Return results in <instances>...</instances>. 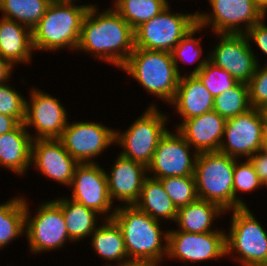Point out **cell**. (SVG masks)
Segmentation results:
<instances>
[{
	"label": "cell",
	"mask_w": 267,
	"mask_h": 266,
	"mask_svg": "<svg viewBox=\"0 0 267 266\" xmlns=\"http://www.w3.org/2000/svg\"><path fill=\"white\" fill-rule=\"evenodd\" d=\"M216 35V36H215ZM209 61L229 72L238 82L248 83L260 64L245 34L218 33ZM259 59V60H258Z\"/></svg>",
	"instance_id": "cell-15"
},
{
	"label": "cell",
	"mask_w": 267,
	"mask_h": 266,
	"mask_svg": "<svg viewBox=\"0 0 267 266\" xmlns=\"http://www.w3.org/2000/svg\"><path fill=\"white\" fill-rule=\"evenodd\" d=\"M59 140L78 163H98L97 156L115 144V128L95 121H68Z\"/></svg>",
	"instance_id": "cell-12"
},
{
	"label": "cell",
	"mask_w": 267,
	"mask_h": 266,
	"mask_svg": "<svg viewBox=\"0 0 267 266\" xmlns=\"http://www.w3.org/2000/svg\"><path fill=\"white\" fill-rule=\"evenodd\" d=\"M254 167L259 178L263 181L267 177V154L261 150L248 159Z\"/></svg>",
	"instance_id": "cell-39"
},
{
	"label": "cell",
	"mask_w": 267,
	"mask_h": 266,
	"mask_svg": "<svg viewBox=\"0 0 267 266\" xmlns=\"http://www.w3.org/2000/svg\"><path fill=\"white\" fill-rule=\"evenodd\" d=\"M121 70L168 106L174 99L180 76L170 52L134 48Z\"/></svg>",
	"instance_id": "cell-4"
},
{
	"label": "cell",
	"mask_w": 267,
	"mask_h": 266,
	"mask_svg": "<svg viewBox=\"0 0 267 266\" xmlns=\"http://www.w3.org/2000/svg\"><path fill=\"white\" fill-rule=\"evenodd\" d=\"M250 210L240 207L228 211L232 215L225 233L226 257L231 256L241 266H267V231Z\"/></svg>",
	"instance_id": "cell-5"
},
{
	"label": "cell",
	"mask_w": 267,
	"mask_h": 266,
	"mask_svg": "<svg viewBox=\"0 0 267 266\" xmlns=\"http://www.w3.org/2000/svg\"><path fill=\"white\" fill-rule=\"evenodd\" d=\"M264 129L260 110L253 107L226 119L219 152L238 160L249 159L262 149Z\"/></svg>",
	"instance_id": "cell-14"
},
{
	"label": "cell",
	"mask_w": 267,
	"mask_h": 266,
	"mask_svg": "<svg viewBox=\"0 0 267 266\" xmlns=\"http://www.w3.org/2000/svg\"><path fill=\"white\" fill-rule=\"evenodd\" d=\"M10 85L9 81L0 84V114L12 116L24 123L26 97Z\"/></svg>",
	"instance_id": "cell-36"
},
{
	"label": "cell",
	"mask_w": 267,
	"mask_h": 266,
	"mask_svg": "<svg viewBox=\"0 0 267 266\" xmlns=\"http://www.w3.org/2000/svg\"><path fill=\"white\" fill-rule=\"evenodd\" d=\"M116 266H161V264L149 260H128Z\"/></svg>",
	"instance_id": "cell-42"
},
{
	"label": "cell",
	"mask_w": 267,
	"mask_h": 266,
	"mask_svg": "<svg viewBox=\"0 0 267 266\" xmlns=\"http://www.w3.org/2000/svg\"><path fill=\"white\" fill-rule=\"evenodd\" d=\"M78 164L59 139L32 141L31 166L45 178L69 188Z\"/></svg>",
	"instance_id": "cell-18"
},
{
	"label": "cell",
	"mask_w": 267,
	"mask_h": 266,
	"mask_svg": "<svg viewBox=\"0 0 267 266\" xmlns=\"http://www.w3.org/2000/svg\"><path fill=\"white\" fill-rule=\"evenodd\" d=\"M163 2H164L167 6H170V5H171V3H169L168 0H163Z\"/></svg>",
	"instance_id": "cell-49"
},
{
	"label": "cell",
	"mask_w": 267,
	"mask_h": 266,
	"mask_svg": "<svg viewBox=\"0 0 267 266\" xmlns=\"http://www.w3.org/2000/svg\"><path fill=\"white\" fill-rule=\"evenodd\" d=\"M259 110L263 118L264 126L267 128V103L260 107Z\"/></svg>",
	"instance_id": "cell-43"
},
{
	"label": "cell",
	"mask_w": 267,
	"mask_h": 266,
	"mask_svg": "<svg viewBox=\"0 0 267 266\" xmlns=\"http://www.w3.org/2000/svg\"><path fill=\"white\" fill-rule=\"evenodd\" d=\"M205 30L199 24H196L189 32L179 41V43L173 48L171 54L175 64L177 73L181 77V72L178 64L179 62L185 63H196L195 68L192 69L189 73L185 71L184 75H196L204 65L209 61V53L204 54L203 46L201 45L203 39L202 37H196L197 33H202ZM200 31V32H199ZM196 37V38H195ZM204 55V57H202ZM207 55V56H205ZM201 58V59H200Z\"/></svg>",
	"instance_id": "cell-29"
},
{
	"label": "cell",
	"mask_w": 267,
	"mask_h": 266,
	"mask_svg": "<svg viewBox=\"0 0 267 266\" xmlns=\"http://www.w3.org/2000/svg\"><path fill=\"white\" fill-rule=\"evenodd\" d=\"M77 1H80V4L82 3L81 0H51V2H56V3H75V4H79V2Z\"/></svg>",
	"instance_id": "cell-45"
},
{
	"label": "cell",
	"mask_w": 267,
	"mask_h": 266,
	"mask_svg": "<svg viewBox=\"0 0 267 266\" xmlns=\"http://www.w3.org/2000/svg\"><path fill=\"white\" fill-rule=\"evenodd\" d=\"M50 3L51 0H0L1 17L32 30L45 15Z\"/></svg>",
	"instance_id": "cell-30"
},
{
	"label": "cell",
	"mask_w": 267,
	"mask_h": 266,
	"mask_svg": "<svg viewBox=\"0 0 267 266\" xmlns=\"http://www.w3.org/2000/svg\"><path fill=\"white\" fill-rule=\"evenodd\" d=\"M29 206L25 198V237L29 244L28 250L32 254L60 250L66 246L67 241L71 242L62 207L55 200L50 199L40 203L35 214L31 212Z\"/></svg>",
	"instance_id": "cell-8"
},
{
	"label": "cell",
	"mask_w": 267,
	"mask_h": 266,
	"mask_svg": "<svg viewBox=\"0 0 267 266\" xmlns=\"http://www.w3.org/2000/svg\"><path fill=\"white\" fill-rule=\"evenodd\" d=\"M134 205L153 219L164 223L175 222L178 212L161 181L149 176L145 179L139 200Z\"/></svg>",
	"instance_id": "cell-27"
},
{
	"label": "cell",
	"mask_w": 267,
	"mask_h": 266,
	"mask_svg": "<svg viewBox=\"0 0 267 266\" xmlns=\"http://www.w3.org/2000/svg\"><path fill=\"white\" fill-rule=\"evenodd\" d=\"M226 231L191 233L168 231L167 259L197 264L226 258ZM178 260V261H177Z\"/></svg>",
	"instance_id": "cell-13"
},
{
	"label": "cell",
	"mask_w": 267,
	"mask_h": 266,
	"mask_svg": "<svg viewBox=\"0 0 267 266\" xmlns=\"http://www.w3.org/2000/svg\"><path fill=\"white\" fill-rule=\"evenodd\" d=\"M9 198L0 204V251L25 235V196Z\"/></svg>",
	"instance_id": "cell-28"
},
{
	"label": "cell",
	"mask_w": 267,
	"mask_h": 266,
	"mask_svg": "<svg viewBox=\"0 0 267 266\" xmlns=\"http://www.w3.org/2000/svg\"><path fill=\"white\" fill-rule=\"evenodd\" d=\"M101 221V224L90 235L91 242L89 241V244L95 255L97 254L101 260L106 261L105 266H116L128 261L123 234L119 226L113 219Z\"/></svg>",
	"instance_id": "cell-25"
},
{
	"label": "cell",
	"mask_w": 267,
	"mask_h": 266,
	"mask_svg": "<svg viewBox=\"0 0 267 266\" xmlns=\"http://www.w3.org/2000/svg\"><path fill=\"white\" fill-rule=\"evenodd\" d=\"M29 89L30 98H26L24 125L32 140L59 139L69 121L67 108L59 98L42 89ZM30 128L35 129L32 131L35 134L30 132Z\"/></svg>",
	"instance_id": "cell-11"
},
{
	"label": "cell",
	"mask_w": 267,
	"mask_h": 266,
	"mask_svg": "<svg viewBox=\"0 0 267 266\" xmlns=\"http://www.w3.org/2000/svg\"><path fill=\"white\" fill-rule=\"evenodd\" d=\"M247 83L239 82L235 87L214 97L213 110L229 119L251 109Z\"/></svg>",
	"instance_id": "cell-32"
},
{
	"label": "cell",
	"mask_w": 267,
	"mask_h": 266,
	"mask_svg": "<svg viewBox=\"0 0 267 266\" xmlns=\"http://www.w3.org/2000/svg\"><path fill=\"white\" fill-rule=\"evenodd\" d=\"M226 119L212 110L184 120L176 130L197 152H218L225 129Z\"/></svg>",
	"instance_id": "cell-20"
},
{
	"label": "cell",
	"mask_w": 267,
	"mask_h": 266,
	"mask_svg": "<svg viewBox=\"0 0 267 266\" xmlns=\"http://www.w3.org/2000/svg\"><path fill=\"white\" fill-rule=\"evenodd\" d=\"M163 11L134 29L135 48L172 52L179 41L197 24L194 13Z\"/></svg>",
	"instance_id": "cell-9"
},
{
	"label": "cell",
	"mask_w": 267,
	"mask_h": 266,
	"mask_svg": "<svg viewBox=\"0 0 267 266\" xmlns=\"http://www.w3.org/2000/svg\"><path fill=\"white\" fill-rule=\"evenodd\" d=\"M226 212L218 204L197 199L184 207L178 209L173 227L168 231H186L191 233H207L214 231H224V229L213 228L214 221L221 218Z\"/></svg>",
	"instance_id": "cell-24"
},
{
	"label": "cell",
	"mask_w": 267,
	"mask_h": 266,
	"mask_svg": "<svg viewBox=\"0 0 267 266\" xmlns=\"http://www.w3.org/2000/svg\"><path fill=\"white\" fill-rule=\"evenodd\" d=\"M238 159L218 152L198 153L194 178L198 199L233 210V175Z\"/></svg>",
	"instance_id": "cell-7"
},
{
	"label": "cell",
	"mask_w": 267,
	"mask_h": 266,
	"mask_svg": "<svg viewBox=\"0 0 267 266\" xmlns=\"http://www.w3.org/2000/svg\"><path fill=\"white\" fill-rule=\"evenodd\" d=\"M111 6L133 29L167 7L163 0H114Z\"/></svg>",
	"instance_id": "cell-31"
},
{
	"label": "cell",
	"mask_w": 267,
	"mask_h": 266,
	"mask_svg": "<svg viewBox=\"0 0 267 266\" xmlns=\"http://www.w3.org/2000/svg\"><path fill=\"white\" fill-rule=\"evenodd\" d=\"M112 219L122 231L129 260L161 264L167 257L168 230L135 205H116ZM164 242V243H163Z\"/></svg>",
	"instance_id": "cell-2"
},
{
	"label": "cell",
	"mask_w": 267,
	"mask_h": 266,
	"mask_svg": "<svg viewBox=\"0 0 267 266\" xmlns=\"http://www.w3.org/2000/svg\"><path fill=\"white\" fill-rule=\"evenodd\" d=\"M266 18L267 17L264 16L259 22L254 24L244 33L249 41L250 47L253 49V46L255 45L261 51L260 53L265 56H267V25L265 23ZM264 64H267V61Z\"/></svg>",
	"instance_id": "cell-38"
},
{
	"label": "cell",
	"mask_w": 267,
	"mask_h": 266,
	"mask_svg": "<svg viewBox=\"0 0 267 266\" xmlns=\"http://www.w3.org/2000/svg\"><path fill=\"white\" fill-rule=\"evenodd\" d=\"M262 187L267 188V177L262 181Z\"/></svg>",
	"instance_id": "cell-48"
},
{
	"label": "cell",
	"mask_w": 267,
	"mask_h": 266,
	"mask_svg": "<svg viewBox=\"0 0 267 266\" xmlns=\"http://www.w3.org/2000/svg\"><path fill=\"white\" fill-rule=\"evenodd\" d=\"M196 76L205 85L213 98L230 90L239 83L229 72L210 61L204 65Z\"/></svg>",
	"instance_id": "cell-35"
},
{
	"label": "cell",
	"mask_w": 267,
	"mask_h": 266,
	"mask_svg": "<svg viewBox=\"0 0 267 266\" xmlns=\"http://www.w3.org/2000/svg\"><path fill=\"white\" fill-rule=\"evenodd\" d=\"M258 3L259 9L263 13V0H255Z\"/></svg>",
	"instance_id": "cell-47"
},
{
	"label": "cell",
	"mask_w": 267,
	"mask_h": 266,
	"mask_svg": "<svg viewBox=\"0 0 267 266\" xmlns=\"http://www.w3.org/2000/svg\"><path fill=\"white\" fill-rule=\"evenodd\" d=\"M262 189V180L254 170L248 159L237 160L233 175V210L240 207H248L245 200L238 193H252Z\"/></svg>",
	"instance_id": "cell-33"
},
{
	"label": "cell",
	"mask_w": 267,
	"mask_h": 266,
	"mask_svg": "<svg viewBox=\"0 0 267 266\" xmlns=\"http://www.w3.org/2000/svg\"><path fill=\"white\" fill-rule=\"evenodd\" d=\"M261 151L264 152L265 154H267V128L264 129L263 145H262Z\"/></svg>",
	"instance_id": "cell-44"
},
{
	"label": "cell",
	"mask_w": 267,
	"mask_h": 266,
	"mask_svg": "<svg viewBox=\"0 0 267 266\" xmlns=\"http://www.w3.org/2000/svg\"><path fill=\"white\" fill-rule=\"evenodd\" d=\"M19 124L20 122L16 118L5 114H0V135L12 131Z\"/></svg>",
	"instance_id": "cell-40"
},
{
	"label": "cell",
	"mask_w": 267,
	"mask_h": 266,
	"mask_svg": "<svg viewBox=\"0 0 267 266\" xmlns=\"http://www.w3.org/2000/svg\"><path fill=\"white\" fill-rule=\"evenodd\" d=\"M32 30L14 20L0 17V56L14 67L29 64L35 52Z\"/></svg>",
	"instance_id": "cell-22"
},
{
	"label": "cell",
	"mask_w": 267,
	"mask_h": 266,
	"mask_svg": "<svg viewBox=\"0 0 267 266\" xmlns=\"http://www.w3.org/2000/svg\"><path fill=\"white\" fill-rule=\"evenodd\" d=\"M32 141L24 123L0 135V166L20 177L24 176L31 169Z\"/></svg>",
	"instance_id": "cell-23"
},
{
	"label": "cell",
	"mask_w": 267,
	"mask_h": 266,
	"mask_svg": "<svg viewBox=\"0 0 267 266\" xmlns=\"http://www.w3.org/2000/svg\"><path fill=\"white\" fill-rule=\"evenodd\" d=\"M115 159L109 172L105 169L110 199L113 204L116 200L120 201L119 205H134L148 177L147 167L119 153Z\"/></svg>",
	"instance_id": "cell-19"
},
{
	"label": "cell",
	"mask_w": 267,
	"mask_h": 266,
	"mask_svg": "<svg viewBox=\"0 0 267 266\" xmlns=\"http://www.w3.org/2000/svg\"><path fill=\"white\" fill-rule=\"evenodd\" d=\"M159 180L177 209L198 199L194 176H170Z\"/></svg>",
	"instance_id": "cell-34"
},
{
	"label": "cell",
	"mask_w": 267,
	"mask_h": 266,
	"mask_svg": "<svg viewBox=\"0 0 267 266\" xmlns=\"http://www.w3.org/2000/svg\"><path fill=\"white\" fill-rule=\"evenodd\" d=\"M14 67L8 60L0 56V84L6 83L13 75Z\"/></svg>",
	"instance_id": "cell-41"
},
{
	"label": "cell",
	"mask_w": 267,
	"mask_h": 266,
	"mask_svg": "<svg viewBox=\"0 0 267 266\" xmlns=\"http://www.w3.org/2000/svg\"><path fill=\"white\" fill-rule=\"evenodd\" d=\"M98 6L90 7L83 19L76 52L120 69L135 48L134 29L111 6L101 12Z\"/></svg>",
	"instance_id": "cell-1"
},
{
	"label": "cell",
	"mask_w": 267,
	"mask_h": 266,
	"mask_svg": "<svg viewBox=\"0 0 267 266\" xmlns=\"http://www.w3.org/2000/svg\"><path fill=\"white\" fill-rule=\"evenodd\" d=\"M170 108L181 117L175 129L187 119L213 110L214 98L196 75H183L179 79Z\"/></svg>",
	"instance_id": "cell-21"
},
{
	"label": "cell",
	"mask_w": 267,
	"mask_h": 266,
	"mask_svg": "<svg viewBox=\"0 0 267 266\" xmlns=\"http://www.w3.org/2000/svg\"><path fill=\"white\" fill-rule=\"evenodd\" d=\"M263 14L267 16V0H263Z\"/></svg>",
	"instance_id": "cell-46"
},
{
	"label": "cell",
	"mask_w": 267,
	"mask_h": 266,
	"mask_svg": "<svg viewBox=\"0 0 267 266\" xmlns=\"http://www.w3.org/2000/svg\"><path fill=\"white\" fill-rule=\"evenodd\" d=\"M247 84L251 107L259 109L267 103V64H258Z\"/></svg>",
	"instance_id": "cell-37"
},
{
	"label": "cell",
	"mask_w": 267,
	"mask_h": 266,
	"mask_svg": "<svg viewBox=\"0 0 267 266\" xmlns=\"http://www.w3.org/2000/svg\"><path fill=\"white\" fill-rule=\"evenodd\" d=\"M197 155L198 153L175 128L173 132L168 130L147 166L148 176L155 179L194 176Z\"/></svg>",
	"instance_id": "cell-16"
},
{
	"label": "cell",
	"mask_w": 267,
	"mask_h": 266,
	"mask_svg": "<svg viewBox=\"0 0 267 266\" xmlns=\"http://www.w3.org/2000/svg\"><path fill=\"white\" fill-rule=\"evenodd\" d=\"M157 103L147 106L141 116L129 124L123 132L115 129V144L122 149L120 155L140 162L146 167L151 163L161 138L169 130V114L159 110Z\"/></svg>",
	"instance_id": "cell-6"
},
{
	"label": "cell",
	"mask_w": 267,
	"mask_h": 266,
	"mask_svg": "<svg viewBox=\"0 0 267 266\" xmlns=\"http://www.w3.org/2000/svg\"><path fill=\"white\" fill-rule=\"evenodd\" d=\"M54 200L62 207L63 217L67 227V233L71 243H78L85 240L95 231L100 225V220L103 217L96 211L85 207L83 204L78 203L67 196L57 197Z\"/></svg>",
	"instance_id": "cell-26"
},
{
	"label": "cell",
	"mask_w": 267,
	"mask_h": 266,
	"mask_svg": "<svg viewBox=\"0 0 267 266\" xmlns=\"http://www.w3.org/2000/svg\"><path fill=\"white\" fill-rule=\"evenodd\" d=\"M68 197L103 216L112 219L117 206L110 199L105 169L99 163H79L70 184ZM115 207V208H114ZM113 209V210H112Z\"/></svg>",
	"instance_id": "cell-17"
},
{
	"label": "cell",
	"mask_w": 267,
	"mask_h": 266,
	"mask_svg": "<svg viewBox=\"0 0 267 266\" xmlns=\"http://www.w3.org/2000/svg\"><path fill=\"white\" fill-rule=\"evenodd\" d=\"M210 11H196L197 24L213 34H244L265 15L255 0H207Z\"/></svg>",
	"instance_id": "cell-10"
},
{
	"label": "cell",
	"mask_w": 267,
	"mask_h": 266,
	"mask_svg": "<svg viewBox=\"0 0 267 266\" xmlns=\"http://www.w3.org/2000/svg\"><path fill=\"white\" fill-rule=\"evenodd\" d=\"M96 4L51 2L45 15L32 29L34 51H75L78 47L82 22L88 9Z\"/></svg>",
	"instance_id": "cell-3"
}]
</instances>
